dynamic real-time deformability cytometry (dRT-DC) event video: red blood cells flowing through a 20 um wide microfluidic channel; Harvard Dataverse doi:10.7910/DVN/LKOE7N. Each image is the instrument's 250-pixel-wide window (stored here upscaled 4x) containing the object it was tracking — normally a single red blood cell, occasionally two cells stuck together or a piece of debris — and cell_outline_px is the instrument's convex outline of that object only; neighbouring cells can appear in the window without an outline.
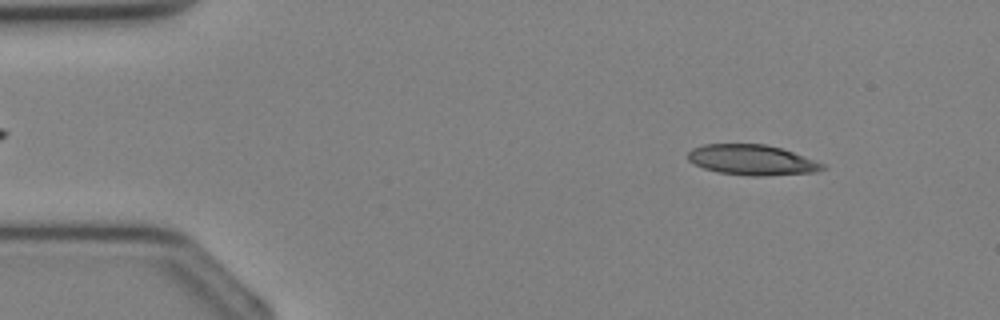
{"species": "Egyptian fruit bat (a non-hibernating species)", "species_latin": "Rousettus aegyptiacus", "temperature_condition": "cold", "stored_images_in_passage": 35, "camera_frame_rate_fps": 3000, "um_per_image_px": 0.085, "animal": {"sex": "female"}, "frame": {"image": 1, "passage_image": 4, "time_ms": 1.0, "image_size_px": [1000, 320], "cell_outline_px": [[828, 168], [816, 172], [764, 176], [752, 176], [716, 172], [704, 168], [688, 160], [688, 152], [692, 148], [704, 144], [764, 144], [780, 148], [792, 152], [824, 164]], "centroid_in_image_um": [63.91, 13.6], "position_along_channel_um": 21.1, "area_um2": 23.7}}
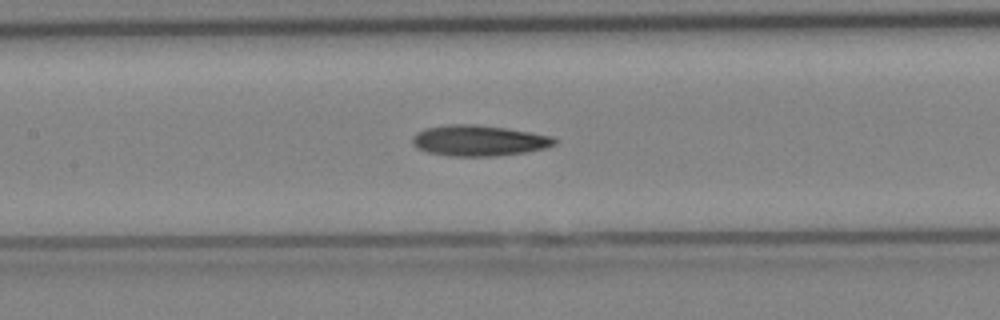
{"frame": {"image": 2, "passage_image": 16, "time_ms": 5.0, "image_size_px": [1000, 320], "cell_outline_px": [[556, 144], [544, 148], [524, 152], [492, 156], [452, 156], [428, 152], [416, 148], [412, 144], [412, 136], [416, 132], [424, 128], [452, 124], [476, 124], [504, 128], [552, 136], [556, 140]], "centroid_in_image_um": [40.64, 11.94], "position_along_channel_um": 166.8, "area_um2": 25.32}}
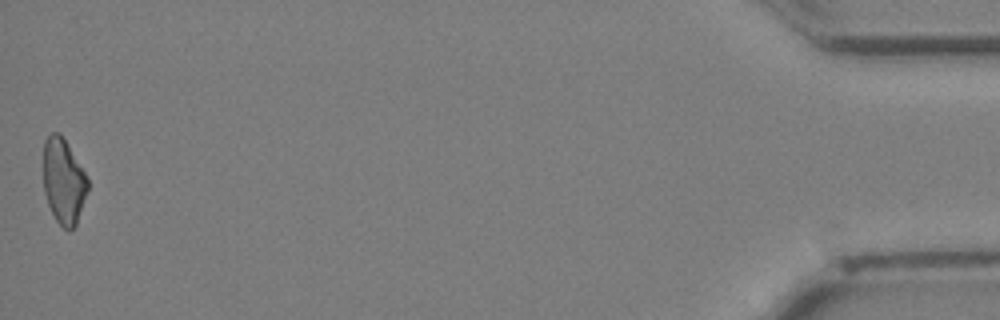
{"frame": {"image": 3, "passage_image": 35, "time_ms": 11.333, "image_size_px": [1000, 320], "cell_outline_px": [[88, 192], [76, 224], [68, 232], [56, 220], [48, 204], [44, 192], [44, 140], [52, 132], [60, 132], [84, 172], [88, 180]], "centroid_in_image_um": [5.4, 15.41], "position_along_channel_um": 429.8, "area_um2": 21.85}}